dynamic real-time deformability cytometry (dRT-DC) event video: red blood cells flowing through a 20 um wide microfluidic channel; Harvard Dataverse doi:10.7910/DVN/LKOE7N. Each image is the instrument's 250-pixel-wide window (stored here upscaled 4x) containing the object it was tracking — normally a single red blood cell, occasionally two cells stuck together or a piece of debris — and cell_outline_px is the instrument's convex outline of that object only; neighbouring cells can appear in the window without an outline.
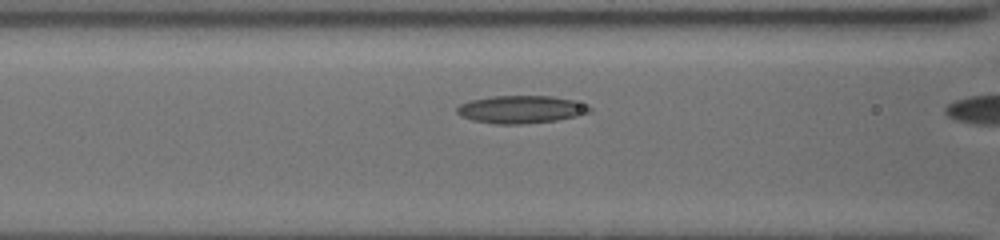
{"species": "common noctule bat (a hibernating species)", "species_latin": "Nyctalus noctula", "temperature_condition": "cold", "stored_images_in_passage": 4, "camera_frame_rate_fps": 3000, "um_per_image_px": 0.085, "animal": {"sex": "female", "body_mass_g": 19.5, "forearm_length_mm": 54.1}, "frame": {"image": 1, "passage_image": 3, "time_ms": 0.667, "image_size_px": [1000, 240], "cell_outline_px": [[592, 112], [576, 116], [556, 120], [520, 124], [496, 124], [472, 120], [460, 116], [456, 112], [456, 108], [460, 104], [472, 100], [492, 96], [552, 96], [572, 100], [588, 104], [592, 108]], "centroid_in_image_um": [44.3, 9.3], "position_along_channel_um": 122.3, "area_um2": 21.44}}